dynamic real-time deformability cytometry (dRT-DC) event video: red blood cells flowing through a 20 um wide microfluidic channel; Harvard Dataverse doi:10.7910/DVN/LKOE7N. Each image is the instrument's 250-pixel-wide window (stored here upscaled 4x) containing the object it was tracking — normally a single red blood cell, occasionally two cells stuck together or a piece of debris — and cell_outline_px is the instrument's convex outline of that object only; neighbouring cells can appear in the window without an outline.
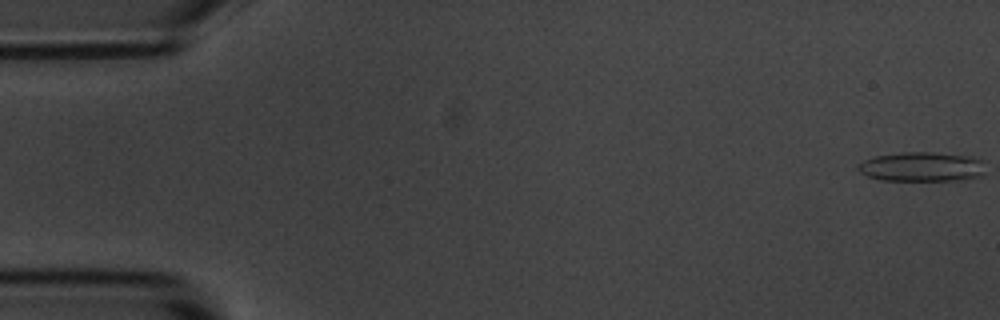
{"species": "common noctule bat (a hibernating species)", "species_latin": "Nyctalus noctula", "temperature_condition": "room temperature", "stored_images_in_passage": 55, "camera_frame_rate_fps": 3000, "um_per_image_px": 0.085, "animal": {"sex": "male", "body_mass_g": 20.1, "forearm_length_mm": 53.5}, "frame": {"image": 1, "passage_image": 1, "time_ms": 0.0, "image_size_px": [1000, 320], "cell_outline_px": [[984, 172], [980, 176], [964, 180], [880, 180], [868, 176], [860, 172], [856, 168], [856, 164], [864, 160], [876, 156], [904, 152], [936, 152], [976, 156], [984, 160]], "centroid_in_image_um": [78.4, 14.16], "position_along_channel_um": 6.6, "area_um2": 22.25}}
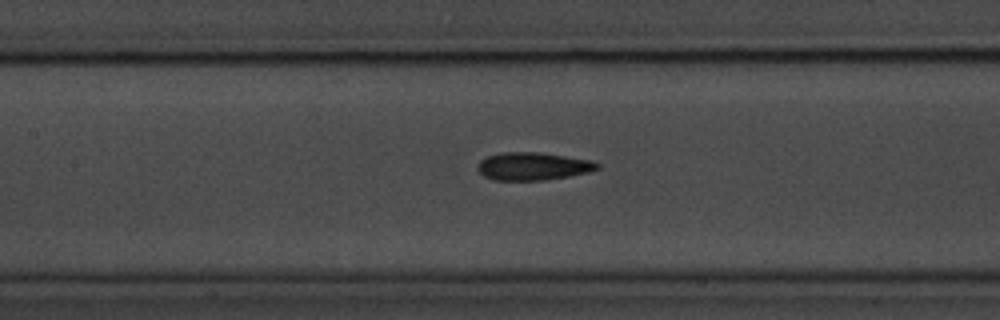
{"frame": {"image": 2, "passage_image": 25, "time_ms": 8.0, "image_size_px": [1000, 320], "cell_outline_px": [[600, 168], [568, 176], [544, 180], [496, 180], [484, 176], [476, 168], [480, 160], [488, 156], [500, 152], [540, 152], [592, 160], [600, 164]], "centroid_in_image_um": [45.28, 14.12], "position_along_channel_um": 162.1, "area_um2": 19.31}}
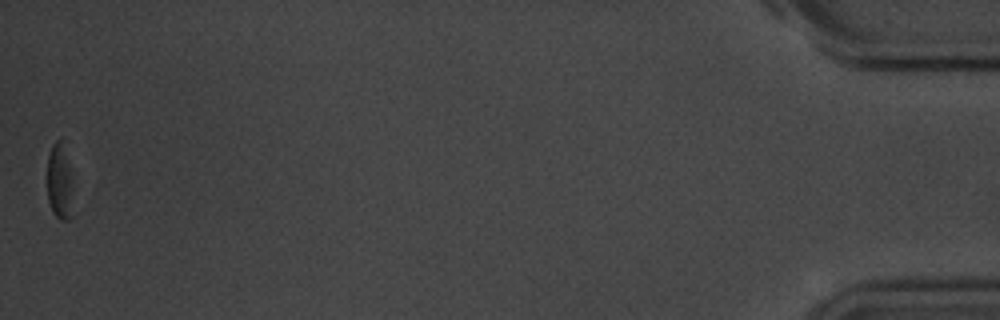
{"frame": {"image": 3, "passage_image": 55, "time_ms": 18.0, "image_size_px": [1000, 320], "cell_outline_px": [[72, 216], [68, 220], [60, 220], [52, 212], [48, 200], [48, 156], [52, 144], [60, 136], [68, 164]], "centroid_in_image_um": [5.02, 15.48], "position_along_channel_um": 430.2, "area_um2": 10.87}, "authors_computed_cell_mechanics": {"area_um2": 19.3052, "velocity_mm_per_s": 3.6403, "shape_relaxation_time_tau1_ms": 2.7769, "shape_relaxation_time_tau2_ms": 3.4954, "deformation_change_tau1": 0.1015, "deformation_change_tau2": 0.1197}}